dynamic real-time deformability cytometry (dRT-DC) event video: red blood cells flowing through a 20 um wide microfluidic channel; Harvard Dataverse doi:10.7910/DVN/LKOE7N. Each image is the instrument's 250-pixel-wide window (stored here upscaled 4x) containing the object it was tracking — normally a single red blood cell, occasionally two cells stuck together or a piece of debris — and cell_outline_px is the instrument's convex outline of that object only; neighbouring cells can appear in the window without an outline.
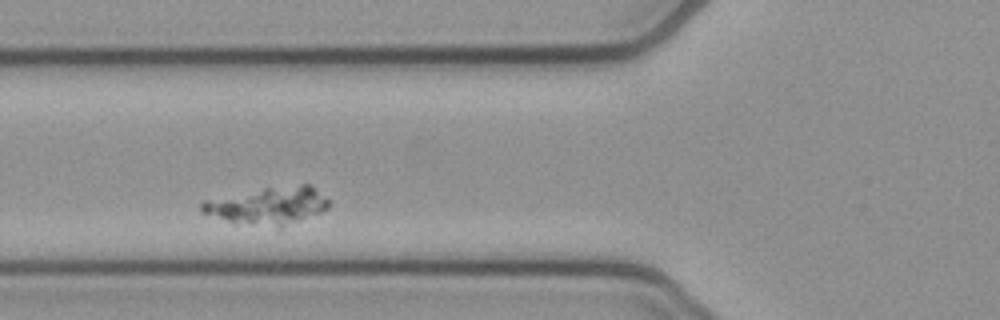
{"species": "common noctule bat (a hibernating species)", "species_latin": "Nyctalus noctula", "temperature_condition": "cold", "stored_images_in_passage": 31, "camera_frame_rate_fps": 3000, "um_per_image_px": 0.085, "animal": {"sex": "female", "body_mass_g": 21.9}, "frame": {"image": 1, "passage_image": 7, "time_ms": 2.0, "image_size_px": [1000, 320], "cell_outline_px": [[332, 204], [328, 208], [320, 212], [280, 228], [228, 220], [200, 212], [200, 204], [204, 200], [264, 188], [300, 184], [312, 184]], "centroid_in_image_um": [22.84, 17.46], "position_along_channel_um": 103.0, "area_um2": 27.22}}
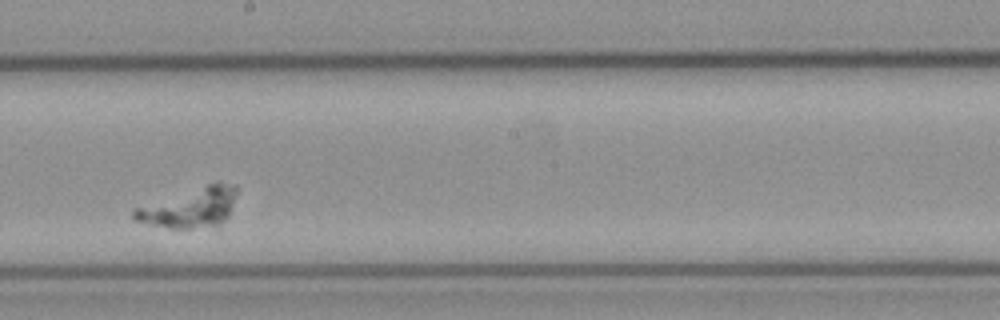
{"frame": {"image": 2, "passage_image": 18, "time_ms": 5.667, "image_size_px": [1000, 320], "cell_outline_px": [[236, 192], [228, 216], [220, 228], [168, 228], [136, 220], [132, 216], [132, 208], [208, 184], [236, 184]], "centroid_in_image_um": [16.16, 17.69], "position_along_channel_um": 232.0, "area_um2": 23.52}}
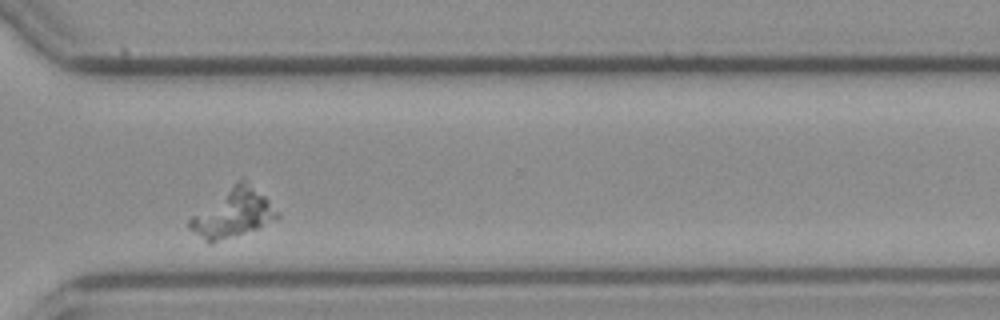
{"frame": {"image": 3, "passage_image": 28, "time_ms": 9.0, "image_size_px": [1000, 320], "cell_outline_px": [[280, 216], [276, 220], [256, 228], [212, 244], [208, 244], [188, 228], [188, 220], [192, 216], [236, 180], [244, 180], [264, 196], [280, 212]], "centroid_in_image_um": [19.78, 18.15], "position_along_channel_um": 350.8, "area_um2": 24.45}}